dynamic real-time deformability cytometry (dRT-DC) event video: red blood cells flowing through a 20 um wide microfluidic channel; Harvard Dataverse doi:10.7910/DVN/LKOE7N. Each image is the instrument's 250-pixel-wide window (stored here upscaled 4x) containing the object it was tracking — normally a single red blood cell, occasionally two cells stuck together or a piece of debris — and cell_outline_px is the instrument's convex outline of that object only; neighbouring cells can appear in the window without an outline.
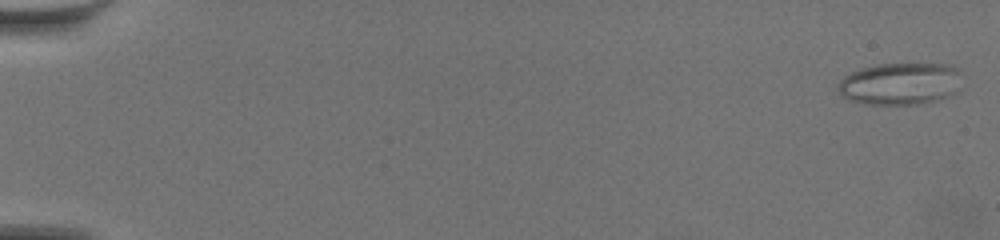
{"species": "common noctule bat (a hibernating species)", "species_latin": "Nyctalus noctula", "temperature_condition": "warm", "stored_images_in_passage": 61, "camera_frame_rate_fps": 3000, "um_per_image_px": 0.085, "animal": {"sex": "female", "body_mass_g": 19.5, "forearm_length_mm": 54.1}, "frame": {"image": 1, "passage_image": 2, "time_ms": 0.333, "image_size_px": [1000, 240], "cell_outline_px": [[960, 72], [956, 92], [948, 96], [916, 104], [864, 104], [848, 100], [840, 96], [836, 88], [836, 84], [844, 76], [852, 72], [864, 68], [880, 64], [956, 64]], "centroid_in_image_um": [76.46, 7.11], "position_along_channel_um": 8.5, "area_um2": 30.4}}
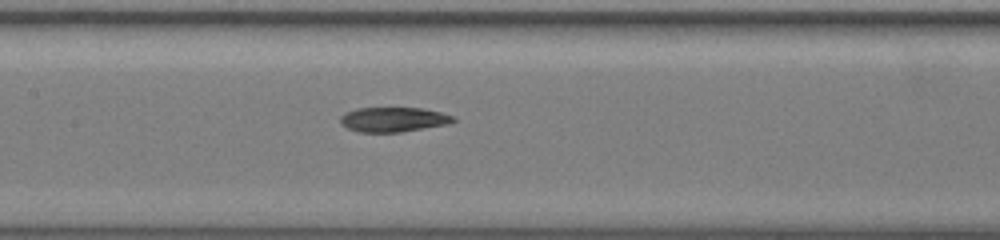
{"frame": {"image": 2, "passage_image": 32, "time_ms": 10.333, "image_size_px": [1000, 240], "cell_outline_px": [[456, 120], [448, 124], [400, 132], [360, 132], [348, 128], [340, 124], [340, 116], [344, 112], [356, 108], [424, 108], [456, 116]], "centroid_in_image_um": [33.43, 10.15], "position_along_channel_um": 174.0, "area_um2": 16.36}}
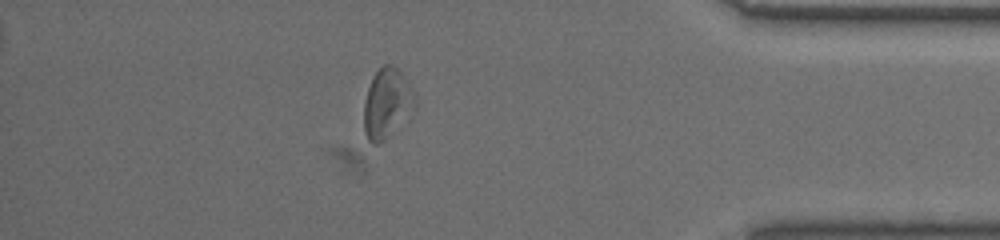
{"frame": {"image": 3, "passage_image": 54, "time_ms": 17.667, "image_size_px": [1000, 240], "cell_outline_px": [[416, 108], [380, 144], [372, 144], [368, 140], [364, 128], [364, 104], [368, 88], [372, 76], [384, 64], [392, 64], [404, 76], [416, 96]], "centroid_in_image_um": [32.89, 8.78], "position_along_channel_um": 402.3, "area_um2": 20.63}, "authors_computed_cell_mechanics": {"area_um2": 20.4034, "velocity_mm_per_s": 3.5291, "shape_relaxation_time_tau1_ms": null, "shape_relaxation_time_tau2_ms": 5.6582, "deformation_change_tau1": null, "deformation_change_tau2": 0.1587}}